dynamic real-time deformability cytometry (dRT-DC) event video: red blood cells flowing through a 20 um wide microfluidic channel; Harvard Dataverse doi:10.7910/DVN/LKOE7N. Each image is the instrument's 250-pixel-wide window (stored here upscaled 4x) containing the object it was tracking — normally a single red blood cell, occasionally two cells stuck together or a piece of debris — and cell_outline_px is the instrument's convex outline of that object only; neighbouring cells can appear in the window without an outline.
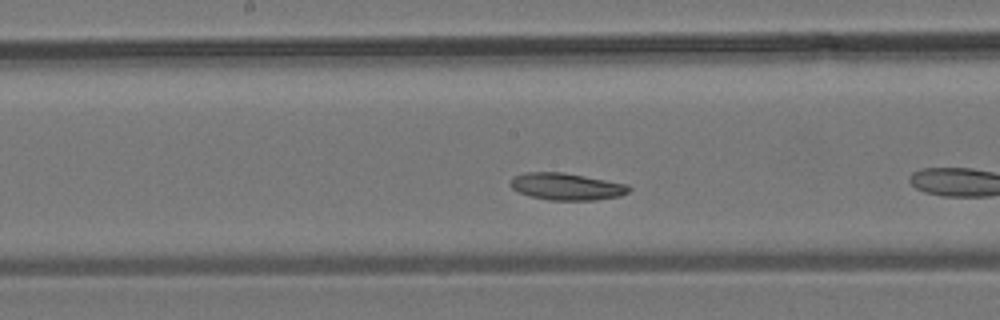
{"species": "common noctule bat (a hibernating species)", "species_latin": "Nyctalus noctula", "temperature_condition": "room temperature", "stored_images_in_passage": 28, "camera_frame_rate_fps": 3000, "um_per_image_px": 0.085, "animal": {"sex": "male", "body_mass_g": 19.2, "forearm_length_mm": 51.8}, "frame": {"image": 1, "passage_image": 10, "time_ms": 3.0, "image_size_px": [1000, 320], "cell_outline_px": [[632, 188], [628, 192], [620, 196], [596, 200], [548, 200], [516, 192], [508, 184], [512, 176], [524, 172], [564, 172], [628, 184]], "centroid_in_image_um": [48.12, 15.85], "position_along_channel_um": 200.1, "area_um2": 18.9}}
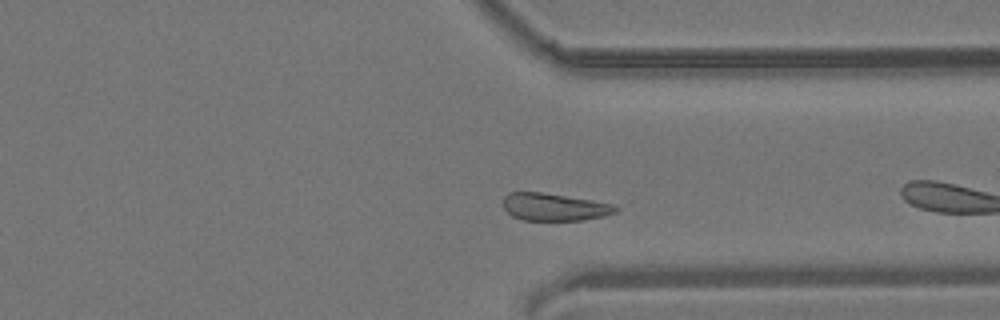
{"frame": {"image": 2, "passage_image": 21, "time_ms": 6.667, "image_size_px": [1000, 320], "cell_outline_px": [[620, 208], [616, 212], [604, 216], [584, 220], [524, 220], [512, 216], [504, 208], [504, 196], [508, 192], [540, 192], [592, 200], [612, 204]], "centroid_in_image_um": [47.12, 17.59], "position_along_channel_um": 364.3, "area_um2": 17.92}}